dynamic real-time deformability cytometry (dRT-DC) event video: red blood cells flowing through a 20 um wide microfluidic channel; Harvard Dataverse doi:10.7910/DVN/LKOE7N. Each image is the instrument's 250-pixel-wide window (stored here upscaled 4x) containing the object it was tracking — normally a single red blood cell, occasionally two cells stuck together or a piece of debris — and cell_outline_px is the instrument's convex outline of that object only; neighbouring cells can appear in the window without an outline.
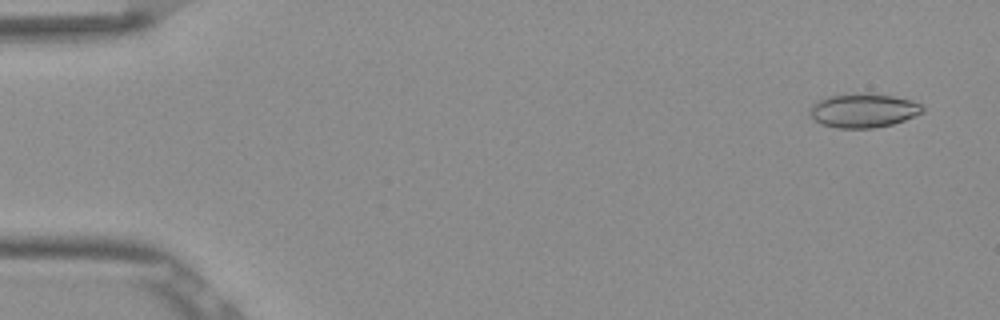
{"species": "Egyptian fruit bat (a non-hibernating species)", "species_latin": "Rousettus aegyptiacus", "temperature_condition": "room temperature", "stored_images_in_passage": 53, "camera_frame_rate_fps": 3000, "um_per_image_px": 0.085, "frame": {"image": 1, "passage_image": 3, "time_ms": 0.667, "image_size_px": [1000, 320], "cell_outline_px": [[924, 112], [904, 120], [892, 124], [872, 128], [836, 128], [824, 124], [808, 116], [808, 108], [816, 100], [828, 96], [856, 92], [868, 92], [892, 96], [912, 100], [920, 104], [924, 108]], "centroid_in_image_um": [73.34, 9.37], "position_along_channel_um": 11.7, "area_um2": 22.72}}
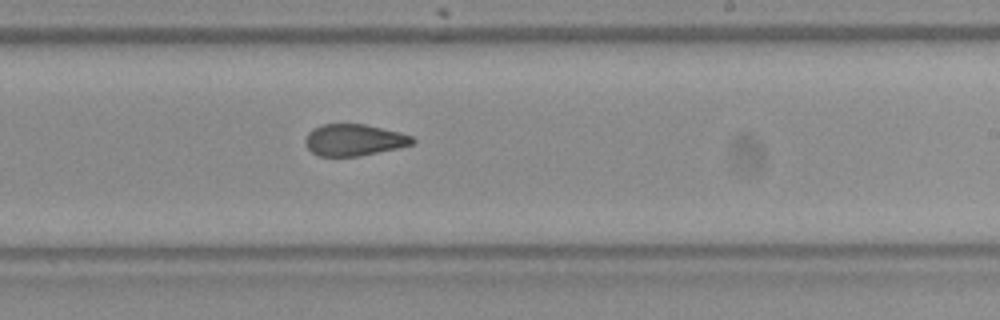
{"frame": {"image": 2, "passage_image": 32, "time_ms": 10.333, "image_size_px": [1000, 320], "cell_outline_px": [[416, 140], [412, 144], [400, 148], [360, 156], [320, 156], [312, 152], [304, 144], [304, 140], [308, 132], [312, 128], [320, 124], [364, 124], [400, 132], [412, 136]], "centroid_in_image_um": [30.08, 11.89], "position_along_channel_um": 258.9, "area_um2": 19.94}}
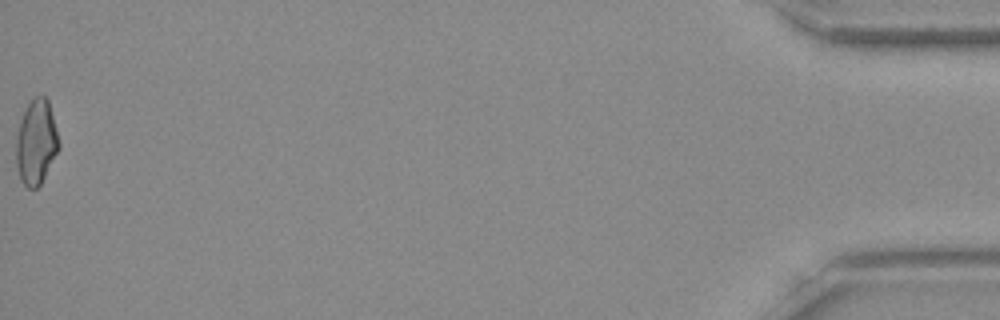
{"frame": {"image": 3, "passage_image": 53, "time_ms": 17.333, "image_size_px": [1000, 320], "cell_outline_px": [[60, 148], [40, 184], [36, 188], [28, 188], [20, 180], [16, 164], [16, 136], [20, 120], [28, 104], [36, 96], [44, 96], [48, 100], [60, 144]], "centroid_in_image_um": [3.07, 12.11], "position_along_channel_um": 432.1, "area_um2": 20.92}, "authors_computed_cell_mechanics": {"area_um2": 21.2704, "velocity_mm_per_s": 3.8811, "shape_relaxation_time_tau1_ms": null, "shape_relaxation_time_tau2_ms": 2.2388, "deformation_change_tau1": null, "deformation_change_tau2": 0.0965}}